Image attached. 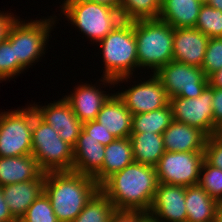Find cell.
Returning <instances> with one entry per match:
<instances>
[{
  "instance_id": "1",
  "label": "cell",
  "mask_w": 222,
  "mask_h": 222,
  "mask_svg": "<svg viewBox=\"0 0 222 222\" xmlns=\"http://www.w3.org/2000/svg\"><path fill=\"white\" fill-rule=\"evenodd\" d=\"M157 186L155 167L133 162L108 177L99 189L116 210L148 212Z\"/></svg>"
},
{
  "instance_id": "2",
  "label": "cell",
  "mask_w": 222,
  "mask_h": 222,
  "mask_svg": "<svg viewBox=\"0 0 222 222\" xmlns=\"http://www.w3.org/2000/svg\"><path fill=\"white\" fill-rule=\"evenodd\" d=\"M99 190L93 177L74 171L47 172L44 192L59 222H72Z\"/></svg>"
},
{
  "instance_id": "3",
  "label": "cell",
  "mask_w": 222,
  "mask_h": 222,
  "mask_svg": "<svg viewBox=\"0 0 222 222\" xmlns=\"http://www.w3.org/2000/svg\"><path fill=\"white\" fill-rule=\"evenodd\" d=\"M104 62L102 85H117L133 76L138 68L134 21H123L99 42Z\"/></svg>"
},
{
  "instance_id": "4",
  "label": "cell",
  "mask_w": 222,
  "mask_h": 222,
  "mask_svg": "<svg viewBox=\"0 0 222 222\" xmlns=\"http://www.w3.org/2000/svg\"><path fill=\"white\" fill-rule=\"evenodd\" d=\"M138 68L151 69L155 74L173 60L174 28L158 19L134 21Z\"/></svg>"
},
{
  "instance_id": "5",
  "label": "cell",
  "mask_w": 222,
  "mask_h": 222,
  "mask_svg": "<svg viewBox=\"0 0 222 222\" xmlns=\"http://www.w3.org/2000/svg\"><path fill=\"white\" fill-rule=\"evenodd\" d=\"M63 3L62 14L93 43H99L123 22L119 10L103 4L89 0H64Z\"/></svg>"
},
{
  "instance_id": "6",
  "label": "cell",
  "mask_w": 222,
  "mask_h": 222,
  "mask_svg": "<svg viewBox=\"0 0 222 222\" xmlns=\"http://www.w3.org/2000/svg\"><path fill=\"white\" fill-rule=\"evenodd\" d=\"M32 156L44 173L72 171L73 147L42 120L33 107Z\"/></svg>"
},
{
  "instance_id": "7",
  "label": "cell",
  "mask_w": 222,
  "mask_h": 222,
  "mask_svg": "<svg viewBox=\"0 0 222 222\" xmlns=\"http://www.w3.org/2000/svg\"><path fill=\"white\" fill-rule=\"evenodd\" d=\"M53 17L31 20L30 22L21 21L17 17L11 24L6 40L14 47L15 58L25 70L34 65L33 63L38 62L39 58L45 54L44 50L47 47L49 34L57 21L55 19L57 16Z\"/></svg>"
},
{
  "instance_id": "8",
  "label": "cell",
  "mask_w": 222,
  "mask_h": 222,
  "mask_svg": "<svg viewBox=\"0 0 222 222\" xmlns=\"http://www.w3.org/2000/svg\"><path fill=\"white\" fill-rule=\"evenodd\" d=\"M27 107L0 113V157L32 154L33 105Z\"/></svg>"
},
{
  "instance_id": "9",
  "label": "cell",
  "mask_w": 222,
  "mask_h": 222,
  "mask_svg": "<svg viewBox=\"0 0 222 222\" xmlns=\"http://www.w3.org/2000/svg\"><path fill=\"white\" fill-rule=\"evenodd\" d=\"M204 151H165L155 166L158 183L192 186L199 183Z\"/></svg>"
},
{
  "instance_id": "10",
  "label": "cell",
  "mask_w": 222,
  "mask_h": 222,
  "mask_svg": "<svg viewBox=\"0 0 222 222\" xmlns=\"http://www.w3.org/2000/svg\"><path fill=\"white\" fill-rule=\"evenodd\" d=\"M155 75L160 79L169 98L199 97L208 85V78L200 67L175 60L162 66Z\"/></svg>"
},
{
  "instance_id": "11",
  "label": "cell",
  "mask_w": 222,
  "mask_h": 222,
  "mask_svg": "<svg viewBox=\"0 0 222 222\" xmlns=\"http://www.w3.org/2000/svg\"><path fill=\"white\" fill-rule=\"evenodd\" d=\"M213 87L209 84L205 87L199 97L169 98L173 119L203 131L208 137L213 136L214 114L212 109Z\"/></svg>"
},
{
  "instance_id": "12",
  "label": "cell",
  "mask_w": 222,
  "mask_h": 222,
  "mask_svg": "<svg viewBox=\"0 0 222 222\" xmlns=\"http://www.w3.org/2000/svg\"><path fill=\"white\" fill-rule=\"evenodd\" d=\"M116 94L132 115L148 113L169 105V96L155 74H151L148 80H140L137 85Z\"/></svg>"
},
{
  "instance_id": "13",
  "label": "cell",
  "mask_w": 222,
  "mask_h": 222,
  "mask_svg": "<svg viewBox=\"0 0 222 222\" xmlns=\"http://www.w3.org/2000/svg\"><path fill=\"white\" fill-rule=\"evenodd\" d=\"M37 115L58 132L60 138L72 147L82 130L83 123L76 117L70 104L63 97L45 106L33 104Z\"/></svg>"
},
{
  "instance_id": "14",
  "label": "cell",
  "mask_w": 222,
  "mask_h": 222,
  "mask_svg": "<svg viewBox=\"0 0 222 222\" xmlns=\"http://www.w3.org/2000/svg\"><path fill=\"white\" fill-rule=\"evenodd\" d=\"M147 213L160 222H187L185 186L158 183Z\"/></svg>"
},
{
  "instance_id": "15",
  "label": "cell",
  "mask_w": 222,
  "mask_h": 222,
  "mask_svg": "<svg viewBox=\"0 0 222 222\" xmlns=\"http://www.w3.org/2000/svg\"><path fill=\"white\" fill-rule=\"evenodd\" d=\"M208 40L196 28L174 29L173 60L201 68Z\"/></svg>"
},
{
  "instance_id": "16",
  "label": "cell",
  "mask_w": 222,
  "mask_h": 222,
  "mask_svg": "<svg viewBox=\"0 0 222 222\" xmlns=\"http://www.w3.org/2000/svg\"><path fill=\"white\" fill-rule=\"evenodd\" d=\"M81 84L75 86V91L70 95H65V100L70 104L76 117L82 122L96 120L97 114L106 103V101L113 95L106 91H102L96 84ZM98 87V88H97Z\"/></svg>"
},
{
  "instance_id": "17",
  "label": "cell",
  "mask_w": 222,
  "mask_h": 222,
  "mask_svg": "<svg viewBox=\"0 0 222 222\" xmlns=\"http://www.w3.org/2000/svg\"><path fill=\"white\" fill-rule=\"evenodd\" d=\"M105 146L81 130L73 147L72 171L94 177L103 166Z\"/></svg>"
},
{
  "instance_id": "18",
  "label": "cell",
  "mask_w": 222,
  "mask_h": 222,
  "mask_svg": "<svg viewBox=\"0 0 222 222\" xmlns=\"http://www.w3.org/2000/svg\"><path fill=\"white\" fill-rule=\"evenodd\" d=\"M165 151H204L208 136L195 127L173 120L162 133Z\"/></svg>"
},
{
  "instance_id": "19",
  "label": "cell",
  "mask_w": 222,
  "mask_h": 222,
  "mask_svg": "<svg viewBox=\"0 0 222 222\" xmlns=\"http://www.w3.org/2000/svg\"><path fill=\"white\" fill-rule=\"evenodd\" d=\"M45 179L37 160L30 155L0 157V186Z\"/></svg>"
},
{
  "instance_id": "20",
  "label": "cell",
  "mask_w": 222,
  "mask_h": 222,
  "mask_svg": "<svg viewBox=\"0 0 222 222\" xmlns=\"http://www.w3.org/2000/svg\"><path fill=\"white\" fill-rule=\"evenodd\" d=\"M2 190L10 212L19 221L25 215L29 206L44 191V179L2 186Z\"/></svg>"
},
{
  "instance_id": "21",
  "label": "cell",
  "mask_w": 222,
  "mask_h": 222,
  "mask_svg": "<svg viewBox=\"0 0 222 222\" xmlns=\"http://www.w3.org/2000/svg\"><path fill=\"white\" fill-rule=\"evenodd\" d=\"M96 121L116 138H129L131 135L132 114L115 93L103 105Z\"/></svg>"
},
{
  "instance_id": "22",
  "label": "cell",
  "mask_w": 222,
  "mask_h": 222,
  "mask_svg": "<svg viewBox=\"0 0 222 222\" xmlns=\"http://www.w3.org/2000/svg\"><path fill=\"white\" fill-rule=\"evenodd\" d=\"M134 162L130 138H116L105 146L102 169L93 177L100 186L112 174Z\"/></svg>"
},
{
  "instance_id": "23",
  "label": "cell",
  "mask_w": 222,
  "mask_h": 222,
  "mask_svg": "<svg viewBox=\"0 0 222 222\" xmlns=\"http://www.w3.org/2000/svg\"><path fill=\"white\" fill-rule=\"evenodd\" d=\"M203 2L200 0H162L159 19L176 28H194Z\"/></svg>"
},
{
  "instance_id": "24",
  "label": "cell",
  "mask_w": 222,
  "mask_h": 222,
  "mask_svg": "<svg viewBox=\"0 0 222 222\" xmlns=\"http://www.w3.org/2000/svg\"><path fill=\"white\" fill-rule=\"evenodd\" d=\"M216 205L199 184L185 187L187 222H214Z\"/></svg>"
},
{
  "instance_id": "25",
  "label": "cell",
  "mask_w": 222,
  "mask_h": 222,
  "mask_svg": "<svg viewBox=\"0 0 222 222\" xmlns=\"http://www.w3.org/2000/svg\"><path fill=\"white\" fill-rule=\"evenodd\" d=\"M129 138L134 162L155 167L165 152L162 134L131 133Z\"/></svg>"
},
{
  "instance_id": "26",
  "label": "cell",
  "mask_w": 222,
  "mask_h": 222,
  "mask_svg": "<svg viewBox=\"0 0 222 222\" xmlns=\"http://www.w3.org/2000/svg\"><path fill=\"white\" fill-rule=\"evenodd\" d=\"M173 120L170 105L148 113L132 115L131 133L162 134Z\"/></svg>"
},
{
  "instance_id": "27",
  "label": "cell",
  "mask_w": 222,
  "mask_h": 222,
  "mask_svg": "<svg viewBox=\"0 0 222 222\" xmlns=\"http://www.w3.org/2000/svg\"><path fill=\"white\" fill-rule=\"evenodd\" d=\"M115 211L112 202L99 189L72 222H109Z\"/></svg>"
},
{
  "instance_id": "28",
  "label": "cell",
  "mask_w": 222,
  "mask_h": 222,
  "mask_svg": "<svg viewBox=\"0 0 222 222\" xmlns=\"http://www.w3.org/2000/svg\"><path fill=\"white\" fill-rule=\"evenodd\" d=\"M162 0H121L120 13L123 21L158 19Z\"/></svg>"
},
{
  "instance_id": "29",
  "label": "cell",
  "mask_w": 222,
  "mask_h": 222,
  "mask_svg": "<svg viewBox=\"0 0 222 222\" xmlns=\"http://www.w3.org/2000/svg\"><path fill=\"white\" fill-rule=\"evenodd\" d=\"M194 28L208 38L222 37V11L203 3Z\"/></svg>"
},
{
  "instance_id": "30",
  "label": "cell",
  "mask_w": 222,
  "mask_h": 222,
  "mask_svg": "<svg viewBox=\"0 0 222 222\" xmlns=\"http://www.w3.org/2000/svg\"><path fill=\"white\" fill-rule=\"evenodd\" d=\"M211 198L222 201V170L209 165L205 160L200 169L198 183Z\"/></svg>"
},
{
  "instance_id": "31",
  "label": "cell",
  "mask_w": 222,
  "mask_h": 222,
  "mask_svg": "<svg viewBox=\"0 0 222 222\" xmlns=\"http://www.w3.org/2000/svg\"><path fill=\"white\" fill-rule=\"evenodd\" d=\"M19 222H59L52 208L50 199L43 191L29 206Z\"/></svg>"
},
{
  "instance_id": "32",
  "label": "cell",
  "mask_w": 222,
  "mask_h": 222,
  "mask_svg": "<svg viewBox=\"0 0 222 222\" xmlns=\"http://www.w3.org/2000/svg\"><path fill=\"white\" fill-rule=\"evenodd\" d=\"M24 70L15 58L14 47L6 39L0 42V81L15 78Z\"/></svg>"
},
{
  "instance_id": "33",
  "label": "cell",
  "mask_w": 222,
  "mask_h": 222,
  "mask_svg": "<svg viewBox=\"0 0 222 222\" xmlns=\"http://www.w3.org/2000/svg\"><path fill=\"white\" fill-rule=\"evenodd\" d=\"M222 68V37L209 38L201 69L208 78Z\"/></svg>"
},
{
  "instance_id": "34",
  "label": "cell",
  "mask_w": 222,
  "mask_h": 222,
  "mask_svg": "<svg viewBox=\"0 0 222 222\" xmlns=\"http://www.w3.org/2000/svg\"><path fill=\"white\" fill-rule=\"evenodd\" d=\"M204 160L209 165L222 170V142L214 135L207 138L204 149Z\"/></svg>"
},
{
  "instance_id": "35",
  "label": "cell",
  "mask_w": 222,
  "mask_h": 222,
  "mask_svg": "<svg viewBox=\"0 0 222 222\" xmlns=\"http://www.w3.org/2000/svg\"><path fill=\"white\" fill-rule=\"evenodd\" d=\"M82 130L86 134L90 135L91 138L99 141V143L104 146L108 145L116 139L114 135L102 127V124L96 120L83 123Z\"/></svg>"
},
{
  "instance_id": "36",
  "label": "cell",
  "mask_w": 222,
  "mask_h": 222,
  "mask_svg": "<svg viewBox=\"0 0 222 222\" xmlns=\"http://www.w3.org/2000/svg\"><path fill=\"white\" fill-rule=\"evenodd\" d=\"M146 214L145 211L116 210L109 222H141Z\"/></svg>"
},
{
  "instance_id": "37",
  "label": "cell",
  "mask_w": 222,
  "mask_h": 222,
  "mask_svg": "<svg viewBox=\"0 0 222 222\" xmlns=\"http://www.w3.org/2000/svg\"><path fill=\"white\" fill-rule=\"evenodd\" d=\"M212 109L214 114V126L222 124V89L213 87Z\"/></svg>"
},
{
  "instance_id": "38",
  "label": "cell",
  "mask_w": 222,
  "mask_h": 222,
  "mask_svg": "<svg viewBox=\"0 0 222 222\" xmlns=\"http://www.w3.org/2000/svg\"><path fill=\"white\" fill-rule=\"evenodd\" d=\"M15 19L14 14L0 12V42L6 39L8 30Z\"/></svg>"
},
{
  "instance_id": "39",
  "label": "cell",
  "mask_w": 222,
  "mask_h": 222,
  "mask_svg": "<svg viewBox=\"0 0 222 222\" xmlns=\"http://www.w3.org/2000/svg\"><path fill=\"white\" fill-rule=\"evenodd\" d=\"M0 222H17L5 202L2 186H0Z\"/></svg>"
},
{
  "instance_id": "40",
  "label": "cell",
  "mask_w": 222,
  "mask_h": 222,
  "mask_svg": "<svg viewBox=\"0 0 222 222\" xmlns=\"http://www.w3.org/2000/svg\"><path fill=\"white\" fill-rule=\"evenodd\" d=\"M208 84L211 87L222 89V68L208 77Z\"/></svg>"
},
{
  "instance_id": "41",
  "label": "cell",
  "mask_w": 222,
  "mask_h": 222,
  "mask_svg": "<svg viewBox=\"0 0 222 222\" xmlns=\"http://www.w3.org/2000/svg\"><path fill=\"white\" fill-rule=\"evenodd\" d=\"M98 4H103L106 6H109L115 10H119L120 11V4H121V0H89Z\"/></svg>"
},
{
  "instance_id": "42",
  "label": "cell",
  "mask_w": 222,
  "mask_h": 222,
  "mask_svg": "<svg viewBox=\"0 0 222 222\" xmlns=\"http://www.w3.org/2000/svg\"><path fill=\"white\" fill-rule=\"evenodd\" d=\"M214 222H222V201L217 202Z\"/></svg>"
},
{
  "instance_id": "43",
  "label": "cell",
  "mask_w": 222,
  "mask_h": 222,
  "mask_svg": "<svg viewBox=\"0 0 222 222\" xmlns=\"http://www.w3.org/2000/svg\"><path fill=\"white\" fill-rule=\"evenodd\" d=\"M204 4H207L215 9L222 11V0H206Z\"/></svg>"
},
{
  "instance_id": "44",
  "label": "cell",
  "mask_w": 222,
  "mask_h": 222,
  "mask_svg": "<svg viewBox=\"0 0 222 222\" xmlns=\"http://www.w3.org/2000/svg\"><path fill=\"white\" fill-rule=\"evenodd\" d=\"M214 136L222 142V124H220L218 127H216V131L214 133Z\"/></svg>"
},
{
  "instance_id": "45",
  "label": "cell",
  "mask_w": 222,
  "mask_h": 222,
  "mask_svg": "<svg viewBox=\"0 0 222 222\" xmlns=\"http://www.w3.org/2000/svg\"><path fill=\"white\" fill-rule=\"evenodd\" d=\"M141 222H160L153 216L149 215L148 213L141 219Z\"/></svg>"
}]
</instances>
